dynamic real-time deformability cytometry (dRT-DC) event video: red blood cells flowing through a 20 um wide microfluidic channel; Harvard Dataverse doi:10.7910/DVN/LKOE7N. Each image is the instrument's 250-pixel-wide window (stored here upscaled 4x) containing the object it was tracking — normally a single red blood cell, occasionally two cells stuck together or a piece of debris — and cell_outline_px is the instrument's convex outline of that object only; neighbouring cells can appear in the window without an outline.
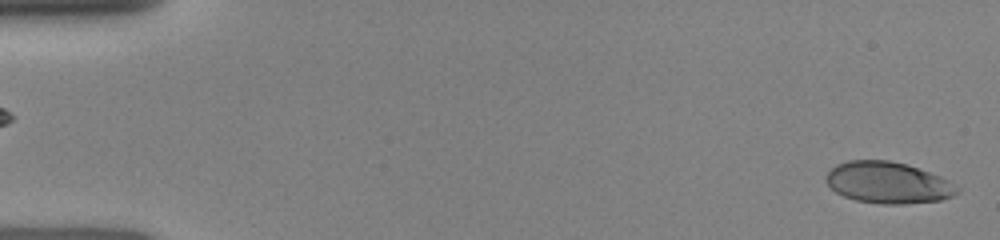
{"species": "human", "species_latin": "Homo sapiens", "temperature_condition": "room temperature", "stored_images_in_passage": 8, "segment_of_instrument_passage": [2, 2], "camera_frame_rate_fps": 3000, "um_per_image_px": 0.085, "donor": {"sex": "female"}, "frame": {"image": 1, "passage_image": 8, "time_ms": 5.0, "image_size_px": [1000, 240], "cell_outline_px": [[960, 192], [952, 196], [940, 200], [904, 204], [880, 204], [856, 200], [844, 196], [836, 192], [824, 180], [824, 176], [836, 164], [848, 160], [888, 160], [904, 164], [940, 176], [960, 188]], "centroid_in_image_um": [75.45, 15.53], "position_along_channel_um": 9.5, "area_um2": 31.56}}